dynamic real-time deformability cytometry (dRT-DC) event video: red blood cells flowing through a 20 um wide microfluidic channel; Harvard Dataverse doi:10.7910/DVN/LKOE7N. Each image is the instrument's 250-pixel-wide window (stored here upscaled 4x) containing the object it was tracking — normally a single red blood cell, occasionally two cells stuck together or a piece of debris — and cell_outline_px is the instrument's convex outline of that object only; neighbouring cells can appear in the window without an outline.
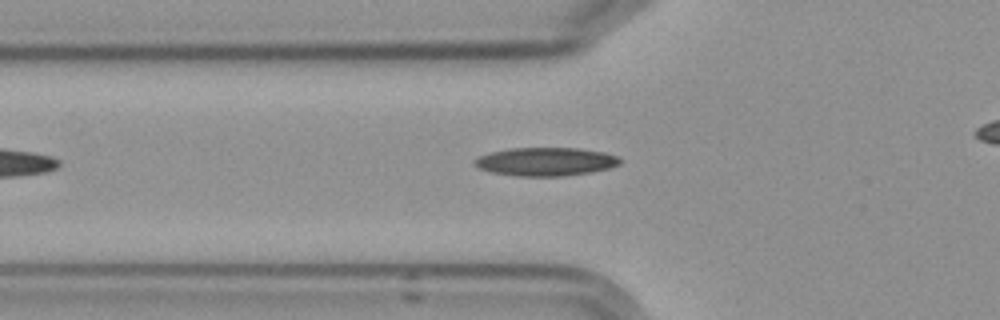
{"species": "Egyptian fruit bat (a non-hibernating species)", "species_latin": "Rousettus aegyptiacus", "temperature_condition": "cold", "stored_images_in_passage": 6, "camera_frame_rate_fps": 3000, "um_per_image_px": 0.085, "frame": {"image": 1, "passage_image": 6, "time_ms": 6.667, "image_size_px": [1000, 320], "cell_outline_px": [[624, 160], [620, 164], [608, 168], [592, 172], [564, 176], [516, 176], [492, 172], [480, 168], [472, 164], [472, 160], [480, 156], [492, 152], [508, 148], [576, 148], [604, 152], [616, 156]], "centroid_in_image_um": [46.39, 13.74], "position_along_channel_um": 79.4, "area_um2": 24.1}}